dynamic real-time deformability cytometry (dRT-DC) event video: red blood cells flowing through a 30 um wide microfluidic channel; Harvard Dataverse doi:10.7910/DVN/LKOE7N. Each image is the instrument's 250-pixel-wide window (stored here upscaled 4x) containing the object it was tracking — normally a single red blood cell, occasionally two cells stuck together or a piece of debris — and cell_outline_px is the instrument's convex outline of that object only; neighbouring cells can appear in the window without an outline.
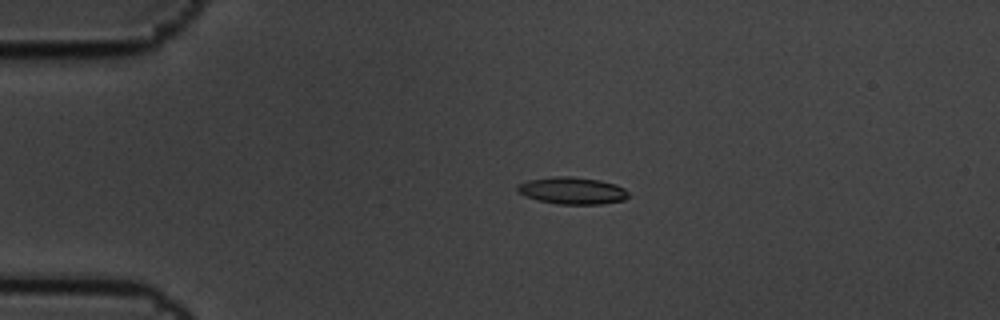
{"species": "common noctule bat (a hibernating species)", "species_latin": "Nyctalus noctula", "temperature_condition": "cold", "stored_images_in_passage": 9, "camera_frame_rate_fps": 3000, "um_per_image_px": 0.085, "animal": {"sex": "male", "body_mass_g": 19.5, "forearm_length_mm": 54.6}, "frame": {"image": 1, "passage_image": 4, "time_ms": 1.0, "image_size_px": [1000, 320], "cell_outline_px": [[628, 196], [624, 200], [600, 204], [560, 204], [540, 200], [524, 196], [516, 192], [516, 188], [520, 184], [528, 180], [552, 176], [572, 176], [600, 180], [616, 184], [624, 188], [628, 192]], "centroid_in_image_um": [48.64, 16.19], "position_along_channel_um": 36.4, "area_um2": 17.51}}
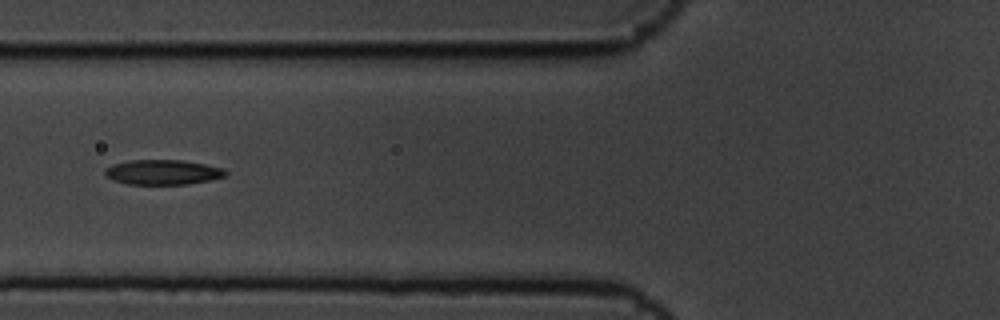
{"frame": {"image": 2, "passage_image": 7, "time_ms": 2.0, "image_size_px": [1000, 320], "cell_outline_px": [[228, 172], [224, 176], [212, 180], [188, 184], [128, 184], [112, 180], [104, 176], [104, 168], [112, 164], [132, 160], [184, 160], [224, 168]], "centroid_in_image_um": [13.81, 14.63], "position_along_channel_um": 112.0, "area_um2": 17.69}}
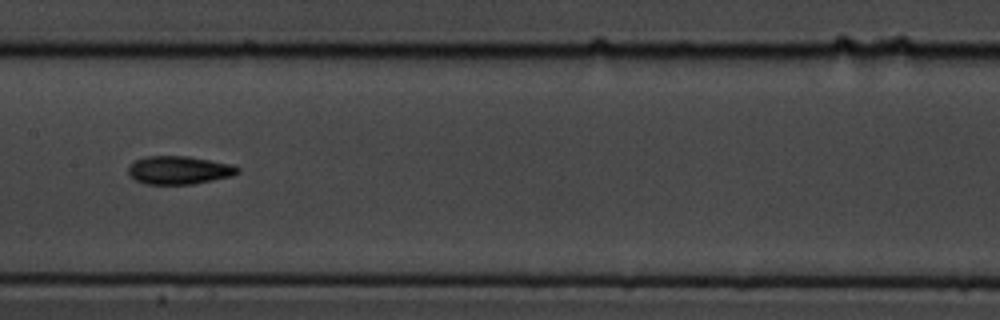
{"frame": {"image": 3, "passage_image": 9, "time_ms": 2.667, "image_size_px": [1000, 320], "cell_outline_px": [[240, 172], [232, 176], [192, 184], [148, 184], [136, 180], [128, 172], [128, 168], [136, 160], [148, 156], [188, 156], [232, 164], [240, 168]], "centroid_in_image_um": [15.26, 14.46], "position_along_channel_um": 192.1, "area_um2": 17.8}}